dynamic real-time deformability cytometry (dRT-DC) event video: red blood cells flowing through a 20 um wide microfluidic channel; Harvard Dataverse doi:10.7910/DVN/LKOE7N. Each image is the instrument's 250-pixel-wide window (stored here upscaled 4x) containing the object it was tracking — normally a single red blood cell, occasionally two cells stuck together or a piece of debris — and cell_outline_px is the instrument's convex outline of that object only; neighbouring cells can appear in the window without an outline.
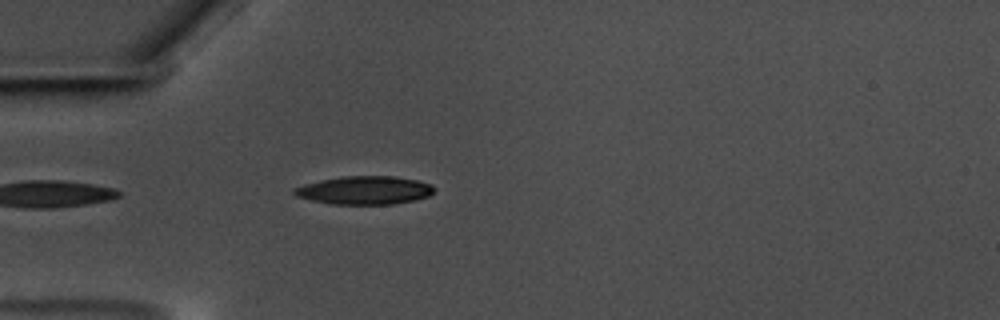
{"species": "common noctule bat (a hibernating species)", "species_latin": "Nyctalus noctula", "temperature_condition": "warm", "stored_images_in_passage": 24, "camera_frame_rate_fps": 3000, "um_per_image_px": 0.085, "animal": {"sex": "male", "body_mass_g": 17.5, "forearm_length_mm": 52.3}, "frame": {"image": 1, "passage_image": 1, "time_ms": 0.0, "image_size_px": [1000, 320], "cell_outline_px": [[436, 188], [428, 196], [416, 200], [392, 204], [332, 204], [312, 200], [296, 196], [292, 192], [292, 188], [304, 184], [320, 180], [344, 176], [396, 176], [416, 180], [432, 184]], "centroid_in_image_um": [30.99, 16.17], "position_along_channel_um": 54.0, "area_um2": 23.12}}
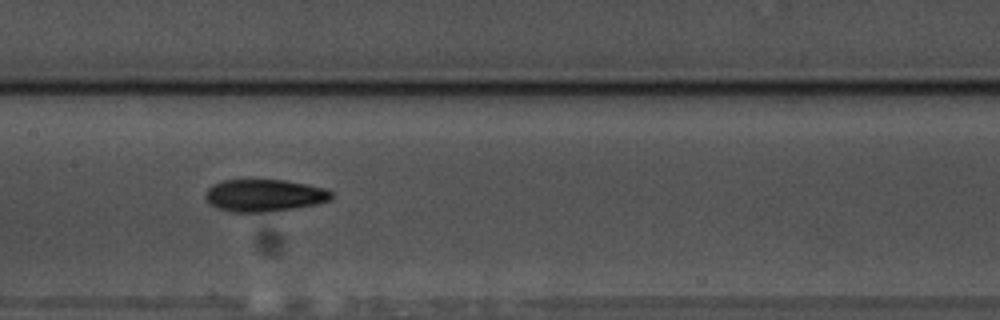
{"frame": {"image": 2, "passage_image": 13, "time_ms": 4.0, "image_size_px": [1000, 320], "cell_outline_px": [[332, 196], [328, 200], [316, 204], [272, 212], [228, 212], [216, 208], [204, 196], [208, 188], [224, 180], [284, 180], [324, 188], [332, 192]], "centroid_in_image_um": [22.45, 16.62], "position_along_channel_um": 185.0, "area_um2": 23.47}}
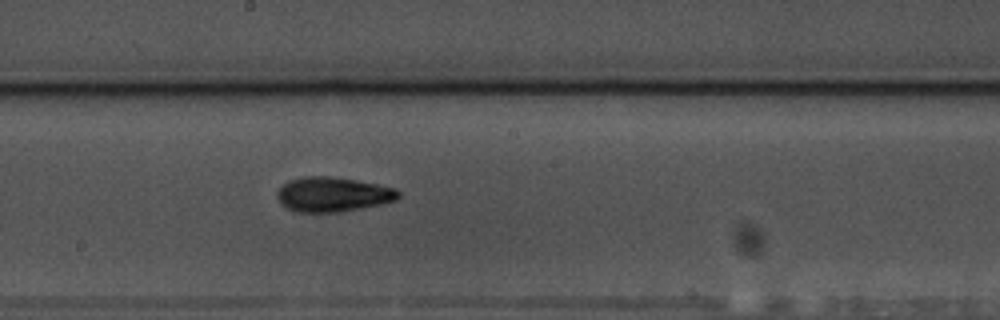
{"frame": {"image": 3, "passage_image": 16, "time_ms": 5.0, "image_size_px": [1000, 320], "cell_outline_px": [[400, 196], [396, 200], [380, 204], [360, 208], [336, 212], [296, 212], [280, 204], [276, 196], [276, 192], [288, 180], [304, 176], [328, 176], [376, 184], [396, 188], [400, 192]], "centroid_in_image_um": [28.25, 16.52], "position_along_channel_um": 219.9, "area_um2": 24.33}}